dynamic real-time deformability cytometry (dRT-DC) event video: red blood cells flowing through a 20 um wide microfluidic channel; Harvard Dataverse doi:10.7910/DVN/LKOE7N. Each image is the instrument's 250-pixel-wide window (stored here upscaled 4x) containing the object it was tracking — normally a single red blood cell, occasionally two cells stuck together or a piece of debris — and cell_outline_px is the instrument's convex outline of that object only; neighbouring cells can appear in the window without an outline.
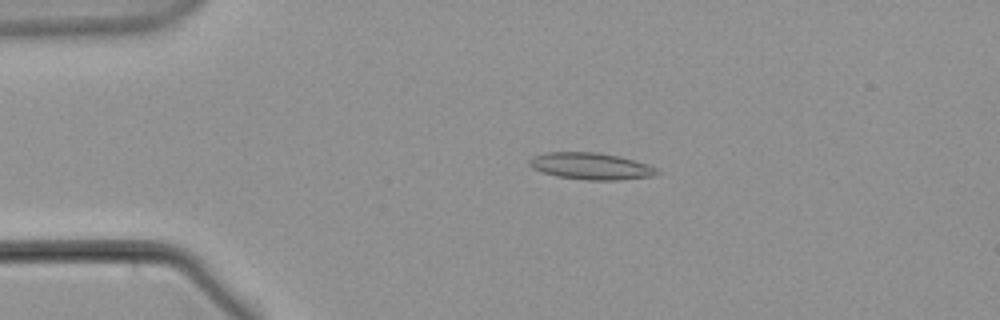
{"species": "common noctule bat (a hibernating species)", "species_latin": "Nyctalus noctula", "temperature_condition": "warm", "stored_images_in_passage": 56, "camera_frame_rate_fps": 3000, "um_per_image_px": 0.085, "animal": {"sex": "male", "body_mass_g": 21.5, "forearm_length_mm": 52.0}, "frame": {"image": 1, "passage_image": 12, "time_ms": 3.667, "image_size_px": [1000, 320], "cell_outline_px": [[660, 172], [656, 176], [616, 180], [588, 180], [556, 176], [532, 168], [528, 164], [528, 160], [532, 156], [544, 152], [600, 152], [648, 164], [656, 168]], "centroid_in_image_um": [50.21, 14.12], "position_along_channel_um": 34.8, "area_um2": 19.94}}
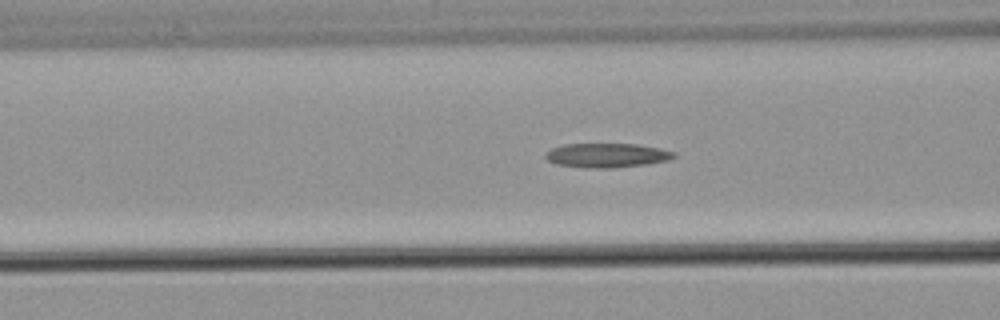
{"frame": {"image": 2, "passage_image": 22, "time_ms": 7.0, "image_size_px": [1000, 320], "cell_outline_px": [[676, 156], [668, 160], [648, 164], [612, 168], [584, 168], [556, 164], [548, 160], [544, 156], [552, 148], [564, 144], [636, 144], [660, 148], [676, 152]], "centroid_in_image_um": [51.61, 13.21], "position_along_channel_um": 115.0, "area_um2": 18.21}}
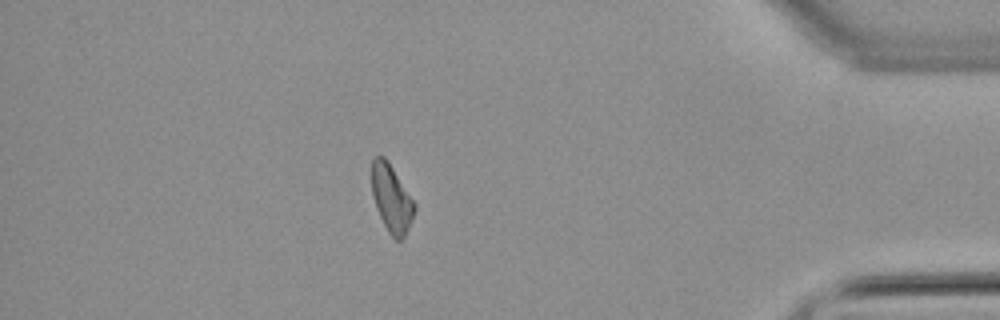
{"frame": {"image": 3, "passage_image": 49, "time_ms": 16.0, "image_size_px": [1000, 320], "cell_outline_px": [[416, 208], [408, 228], [404, 236], [400, 240], [396, 240], [388, 232], [376, 208], [372, 192], [372, 160], [376, 156], [384, 156], [388, 160], [416, 204]], "centroid_in_image_um": [33.28, 16.85], "position_along_channel_um": 401.9, "area_um2": 16.65}}